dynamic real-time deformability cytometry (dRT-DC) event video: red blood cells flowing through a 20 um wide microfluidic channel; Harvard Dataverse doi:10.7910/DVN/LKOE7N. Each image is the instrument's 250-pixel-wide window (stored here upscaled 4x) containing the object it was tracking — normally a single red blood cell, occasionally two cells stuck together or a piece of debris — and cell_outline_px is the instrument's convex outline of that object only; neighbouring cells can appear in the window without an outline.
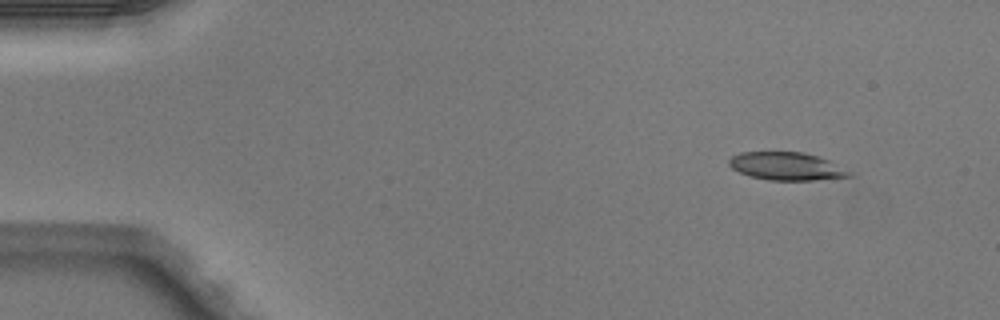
{"species": "Egyptian fruit bat (a non-hibernating species)", "species_latin": "Rousettus aegyptiacus", "temperature_condition": "warm", "stored_images_in_passage": 4, "camera_frame_rate_fps": 3000, "um_per_image_px": 0.085, "animal": {"sex": "male"}, "frame": {"image": 1, "passage_image": 1, "time_ms": 0.0, "image_size_px": [1000, 320], "cell_outline_px": [[860, 172], [856, 176], [812, 180], [768, 180], [748, 176], [732, 168], [728, 164], [728, 160], [732, 156], [740, 152], [804, 152], [828, 160]], "centroid_in_image_um": [66.97, 14.14], "position_along_channel_um": 18.0, "area_um2": 20.06}}
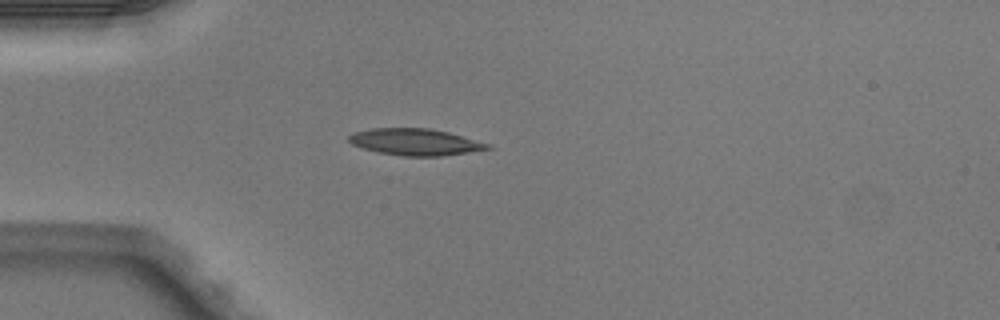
{"frame": {"image": 2, "passage_image": 3, "time_ms": 0.667, "image_size_px": [1000, 320], "cell_outline_px": [[492, 148], [468, 152], [440, 156], [404, 156], [376, 152], [360, 148], [352, 144], [348, 140], [348, 136], [352, 132], [372, 128], [428, 128], [448, 132], [492, 144]], "centroid_in_image_um": [35.26, 12.07], "position_along_channel_um": 49.7, "area_um2": 21.68}}